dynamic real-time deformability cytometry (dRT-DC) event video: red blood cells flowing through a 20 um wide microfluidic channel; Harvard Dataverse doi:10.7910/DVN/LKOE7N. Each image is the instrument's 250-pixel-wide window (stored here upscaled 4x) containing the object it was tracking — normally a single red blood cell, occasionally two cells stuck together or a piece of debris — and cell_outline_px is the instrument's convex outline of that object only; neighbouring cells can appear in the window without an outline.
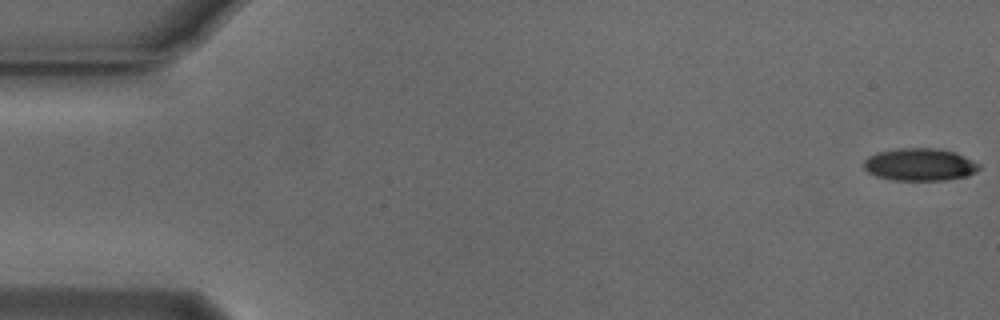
{"species": "Egyptian fruit bat (a non-hibernating species)", "species_latin": "Rousettus aegyptiacus", "temperature_condition": "cold", "stored_images_in_passage": 55, "camera_frame_rate_fps": 3000, "um_per_image_px": 0.085, "animal": {"sex": "male"}, "frame": {"image": 1, "passage_image": 1, "time_ms": 0.0, "image_size_px": [1000, 320], "cell_outline_px": [[980, 168], [976, 172], [968, 176], [948, 180], [892, 180], [876, 176], [868, 172], [864, 168], [864, 160], [868, 156], [876, 152], [896, 148], [940, 148], [956, 152], [980, 164]], "centroid_in_image_um": [78.19, 13.98], "position_along_channel_um": 6.8, "area_um2": 22.14}}
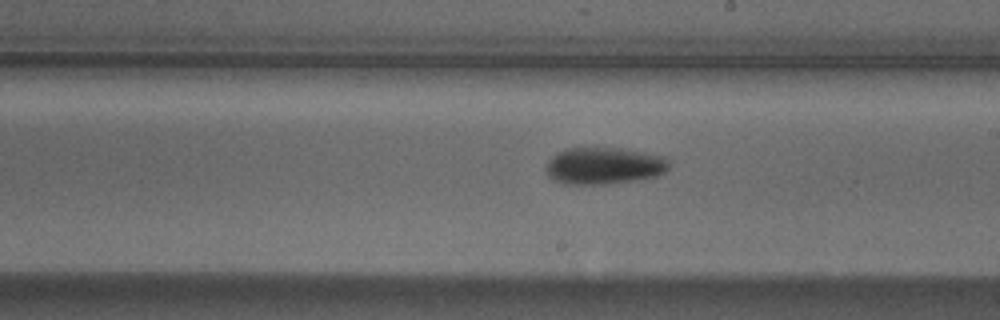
{"frame": {"image": 2, "passage_image": 31, "time_ms": 10.0, "image_size_px": [1000, 320], "cell_outline_px": [[668, 168], [664, 172], [656, 176], [632, 180], [604, 184], [564, 184], [552, 180], [548, 176], [548, 160], [556, 152], [568, 148], [620, 148], [668, 156]], "centroid_in_image_um": [51.34, 14.08], "position_along_channel_um": 237.7, "area_um2": 26.41}}
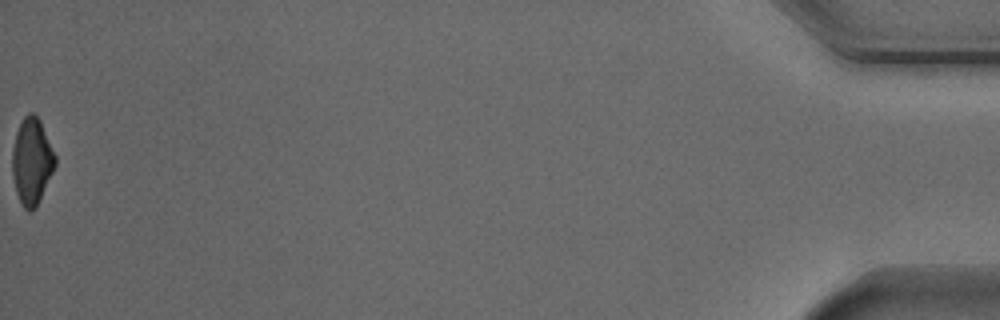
{"frame": {"image": 3, "passage_image": 55, "time_ms": 18.0, "image_size_px": [1000, 320], "cell_outline_px": [[56, 164], [36, 204], [28, 212], [24, 208], [16, 192], [12, 176], [12, 148], [16, 132], [24, 116], [28, 112], [32, 112], [40, 120], [56, 156]], "centroid_in_image_um": [2.68, 13.65], "position_along_channel_um": 432.5, "area_um2": 21.15}, "authors_computed_cell_mechanics": {"area_um2": 23.7558, "velocity_mm_per_s": 3.7679, "shape_relaxation_time_tau1_ms": 3.8828, "shape_relaxation_time_tau2_ms": null, "deformation_change_tau1": 0.1378, "deformation_change_tau2": null}}